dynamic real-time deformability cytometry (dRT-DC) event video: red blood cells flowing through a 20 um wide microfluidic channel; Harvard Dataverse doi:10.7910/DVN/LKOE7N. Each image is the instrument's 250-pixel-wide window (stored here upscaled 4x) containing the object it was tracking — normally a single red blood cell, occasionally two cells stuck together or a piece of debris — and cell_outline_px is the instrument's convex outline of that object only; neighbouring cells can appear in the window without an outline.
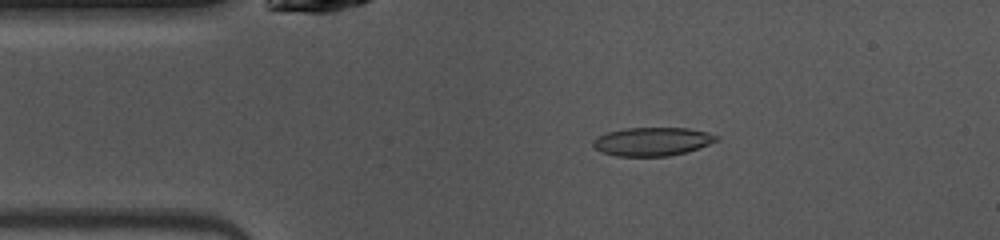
{"species": "common noctule bat (a hibernating species)", "species_latin": "Nyctalus noctula", "temperature_condition": "warm", "stored_images_in_passage": 43, "camera_frame_rate_fps": 3000, "um_per_image_px": 0.085, "animal": {"sex": "female", "body_mass_g": 10.0, "forearm_length_mm": 53.1}, "frame": {"image": 1, "passage_image": 4, "time_ms": 1.0, "image_size_px": [1000, 240], "cell_outline_px": [[720, 136], [716, 140], [708, 144], [684, 152], [668, 156], [616, 156], [604, 152], [596, 148], [592, 144], [592, 140], [596, 136], [608, 132], [624, 128], [688, 128], [708, 132]], "centroid_in_image_um": [55.41, 12.02], "position_along_channel_um": 29.6, "area_um2": 20.29}}
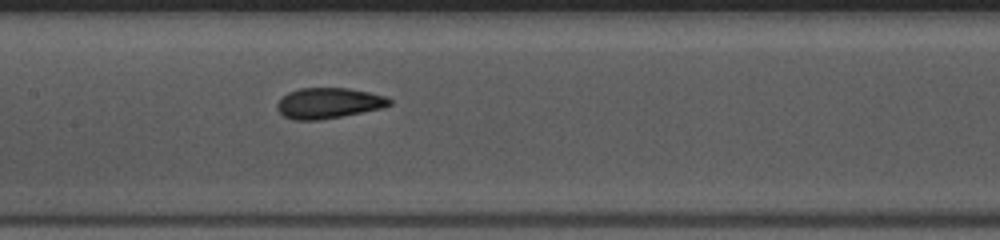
{"frame": {"image": 2, "passage_image": 17, "time_ms": 5.333, "image_size_px": [1000, 240], "cell_outline_px": [[392, 104], [384, 108], [320, 120], [296, 120], [284, 116], [276, 108], [276, 104], [288, 92], [300, 88], [348, 88], [368, 92], [384, 96], [392, 100]], "centroid_in_image_um": [27.94, 8.77], "position_along_channel_um": 179.5, "area_um2": 20.0}}
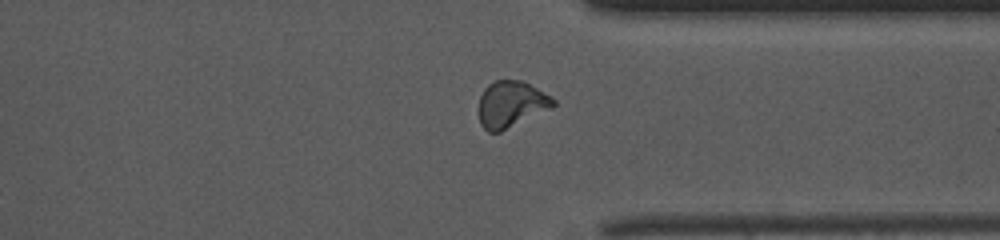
{"frame": {"image": 3, "passage_image": 31, "time_ms": 10.0, "image_size_px": [1000, 240], "cell_outline_px": [[556, 104], [552, 108], [500, 132], [488, 132], [480, 124], [480, 96], [484, 88], [488, 84], [496, 80], [520, 80], [552, 96], [556, 100]], "centroid_in_image_um": [43.46, 8.86], "position_along_channel_um": 367.9, "area_um2": 20.06}, "authors_computed_cell_mechanics": {"area_um2": 20.1144, "velocity_mm_per_s": 4.0904, "shape_relaxation_time_tau1_ms": 6.9372, "shape_relaxation_time_tau2_ms": 1.1913, "deformation_change_tau1": 0.21, "deformation_change_tau2": 0.0718}}